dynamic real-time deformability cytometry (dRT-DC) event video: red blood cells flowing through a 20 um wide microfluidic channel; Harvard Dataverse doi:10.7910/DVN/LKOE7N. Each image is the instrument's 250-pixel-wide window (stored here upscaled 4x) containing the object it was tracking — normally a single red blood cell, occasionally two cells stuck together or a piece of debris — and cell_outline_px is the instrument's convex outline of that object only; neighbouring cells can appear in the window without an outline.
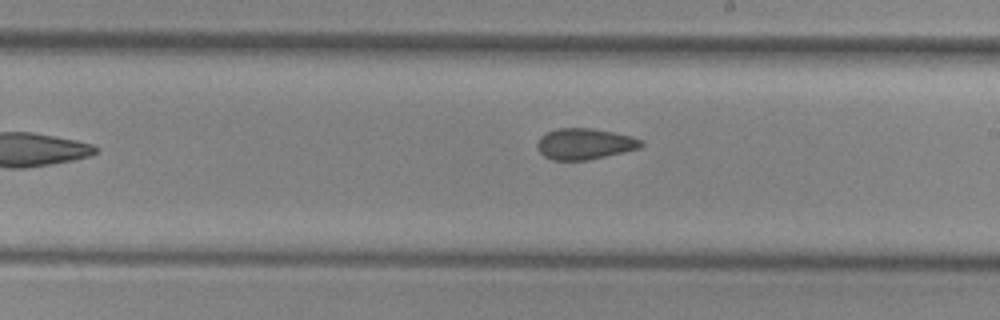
{"species": "common noctule bat (a hibernating species)", "species_latin": "Nyctalus noctula", "temperature_condition": "cold", "stored_images_in_passage": 10, "camera_frame_rate_fps": 3000, "um_per_image_px": 0.085, "animal": {"sex": "female", "body_mass_g": 29.2, "forearm_length_mm": 56.3}, "frame": {"image": 1, "passage_image": 9, "time_ms": 10.667, "image_size_px": [1000, 320], "cell_outline_px": [[644, 144], [640, 148], [588, 160], [552, 160], [544, 156], [536, 148], [536, 144], [540, 136], [556, 128], [592, 128], [612, 132], [628, 136], [640, 140]], "centroid_in_image_um": [49.64, 12.23], "position_along_channel_um": 239.4, "area_um2": 18.67}}